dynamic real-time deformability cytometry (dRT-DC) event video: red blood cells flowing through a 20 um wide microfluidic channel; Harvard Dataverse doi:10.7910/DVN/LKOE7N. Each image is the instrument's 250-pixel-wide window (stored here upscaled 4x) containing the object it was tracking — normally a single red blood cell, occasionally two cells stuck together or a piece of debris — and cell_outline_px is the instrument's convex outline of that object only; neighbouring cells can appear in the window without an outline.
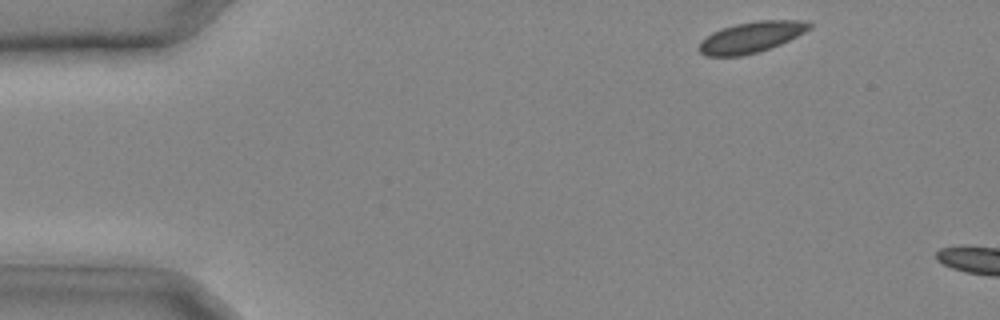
{"species": "common noctule bat (a hibernating species)", "species_latin": "Nyctalus noctula", "temperature_condition": "cold", "stored_images_in_passage": 3, "camera_frame_rate_fps": 3000, "um_per_image_px": 0.085, "animal": {"sex": "male", "body_mass_g": 20.4}, "frame": {"image": 1, "passage_image": 1, "time_ms": 0.0, "image_size_px": [1000, 320], "cell_outline_px": [[812, 28], [780, 44], [744, 56], [704, 56], [696, 48], [700, 40], [712, 32], [736, 24], [756, 20], [804, 20], [812, 24]], "centroid_in_image_um": [63.81, 3.16], "position_along_channel_um": 21.2, "area_um2": 19.88}}